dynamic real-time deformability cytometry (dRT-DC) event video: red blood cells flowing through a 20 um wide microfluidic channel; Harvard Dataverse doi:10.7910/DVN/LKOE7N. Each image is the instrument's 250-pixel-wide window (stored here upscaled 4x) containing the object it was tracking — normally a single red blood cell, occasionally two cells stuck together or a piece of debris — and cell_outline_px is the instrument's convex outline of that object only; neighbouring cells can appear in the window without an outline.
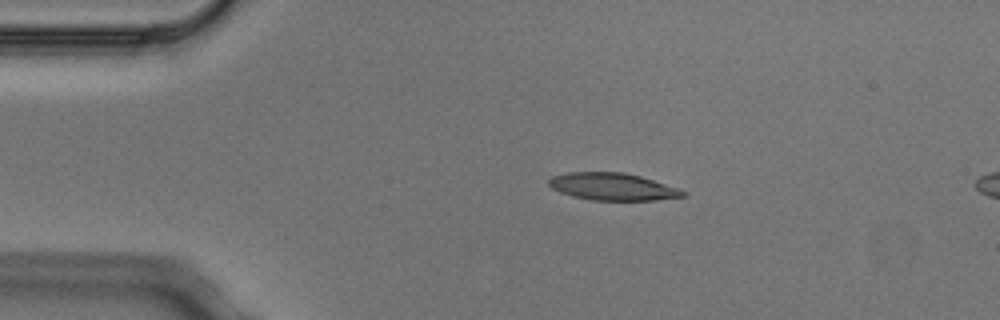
{"species": "Egyptian fruit bat (a non-hibernating species)", "species_latin": "Rousettus aegyptiacus", "temperature_condition": "cold", "stored_images_in_passage": 3, "camera_frame_rate_fps": 3000, "um_per_image_px": 0.085, "animal": {"sex": "male"}, "frame": {"image": 1, "passage_image": 2, "time_ms": 0.333, "image_size_px": [1000, 320], "cell_outline_px": [[688, 196], [656, 200], [592, 200], [572, 196], [560, 192], [552, 188], [548, 184], [548, 180], [552, 176], [568, 172], [624, 172], [640, 176], [680, 188], [688, 192]], "centroid_in_image_um": [52.12, 15.87], "position_along_channel_um": 32.9, "area_um2": 21.5}}